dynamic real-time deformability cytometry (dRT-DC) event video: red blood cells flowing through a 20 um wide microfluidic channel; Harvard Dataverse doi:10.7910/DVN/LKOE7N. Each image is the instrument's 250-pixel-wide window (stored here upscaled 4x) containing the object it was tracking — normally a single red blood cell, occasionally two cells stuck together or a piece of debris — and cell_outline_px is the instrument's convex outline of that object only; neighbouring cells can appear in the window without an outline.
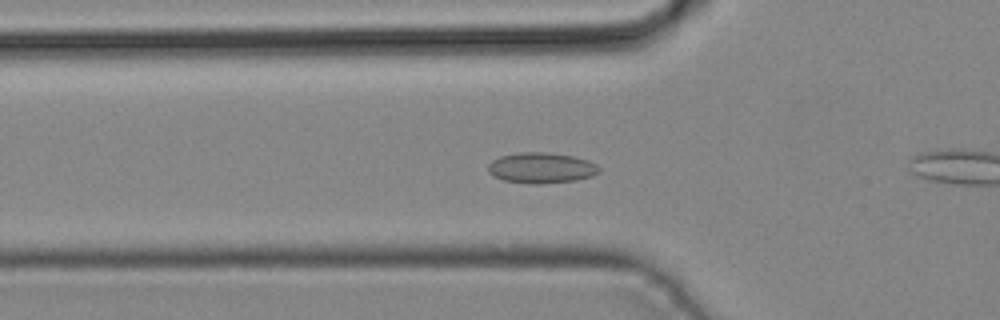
{"species": "common noctule bat (a hibernating species)", "species_latin": "Nyctalus noctula", "temperature_condition": "cold", "stored_images_in_passage": 38, "camera_frame_rate_fps": 3000, "um_per_image_px": 0.085, "animal": {"sex": "male", "body_mass_g": 19.2, "forearm_length_mm": 51.8}, "frame": {"image": 1, "passage_image": 8, "time_ms": 2.333, "image_size_px": [1000, 320], "cell_outline_px": [[600, 172], [592, 176], [576, 180], [532, 184], [504, 180], [492, 176], [488, 172], [488, 164], [492, 160], [500, 156], [520, 152], [544, 152], [572, 156], [588, 160], [596, 164], [600, 168]], "centroid_in_image_um": [46.0, 14.26], "position_along_channel_um": 79.8, "area_um2": 19.77}}
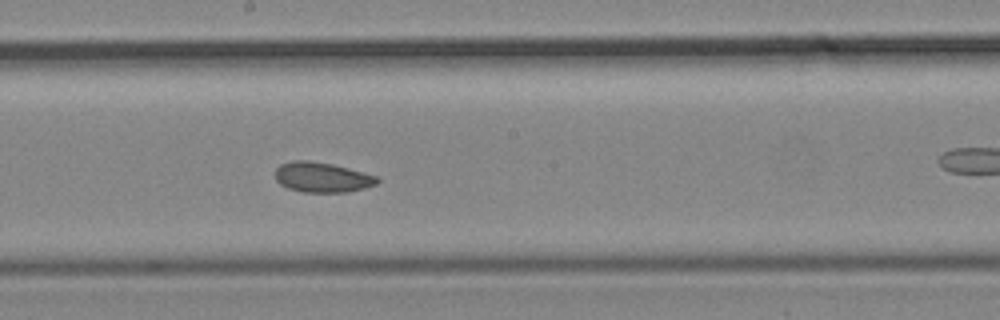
{"frame": {"image": 2, "passage_image": 17, "time_ms": 5.333, "image_size_px": [1000, 320], "cell_outline_px": [[380, 180], [376, 184], [364, 188], [348, 192], [304, 192], [288, 188], [280, 184], [276, 180], [276, 168], [280, 164], [292, 160], [308, 160], [332, 164], [380, 176]], "centroid_in_image_um": [27.4, 15.06], "position_along_channel_um": 220.8, "area_um2": 17.98}}
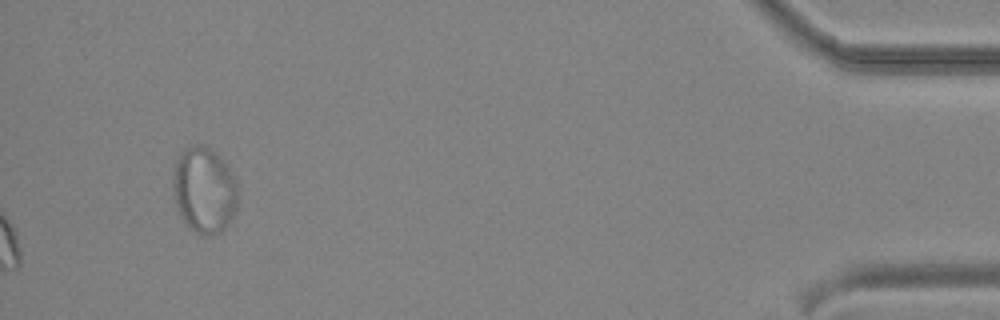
{"frame": {"image": 3, "passage_image": 38, "time_ms": 12.333, "image_size_px": [1000, 320], "cell_outline_px": [[236, 208], [228, 224], [220, 232], [196, 232], [180, 216], [176, 204], [172, 184], [172, 176], [176, 160], [180, 152], [196, 144], [200, 144], [208, 148], [220, 156], [224, 160], [236, 184]], "centroid_in_image_um": [17.32, 16.1], "position_along_channel_um": 417.9, "area_um2": 31.73}}